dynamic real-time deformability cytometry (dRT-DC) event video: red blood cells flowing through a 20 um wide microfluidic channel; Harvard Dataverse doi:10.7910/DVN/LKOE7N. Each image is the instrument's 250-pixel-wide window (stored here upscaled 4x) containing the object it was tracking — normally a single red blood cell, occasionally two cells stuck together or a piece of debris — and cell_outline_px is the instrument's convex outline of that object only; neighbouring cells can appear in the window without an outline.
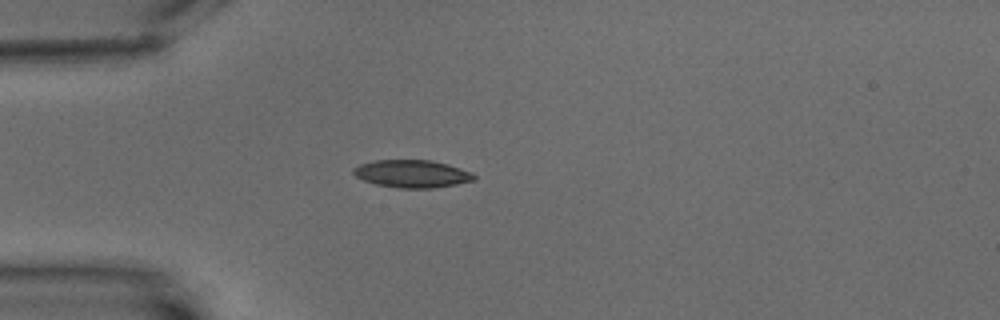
{"species": "common noctule bat (a hibernating species)", "species_latin": "Nyctalus noctula", "temperature_condition": "warm", "stored_images_in_passage": 1, "camera_frame_rate_fps": 3000, "um_per_image_px": 0.085, "animal": {"sex": "male", "body_mass_g": 15.6}, "frame": {"image": 1, "passage_image": 1, "time_ms": 0.0, "image_size_px": [1000, 320], "cell_outline_px": [[476, 180], [456, 184], [432, 188], [400, 188], [376, 184], [364, 180], [356, 176], [352, 172], [352, 168], [360, 164], [372, 160], [432, 160], [448, 164], [472, 172], [476, 176]], "centroid_in_image_um": [35.03, 14.76], "position_along_channel_um": 50.0, "area_um2": 19.48}}